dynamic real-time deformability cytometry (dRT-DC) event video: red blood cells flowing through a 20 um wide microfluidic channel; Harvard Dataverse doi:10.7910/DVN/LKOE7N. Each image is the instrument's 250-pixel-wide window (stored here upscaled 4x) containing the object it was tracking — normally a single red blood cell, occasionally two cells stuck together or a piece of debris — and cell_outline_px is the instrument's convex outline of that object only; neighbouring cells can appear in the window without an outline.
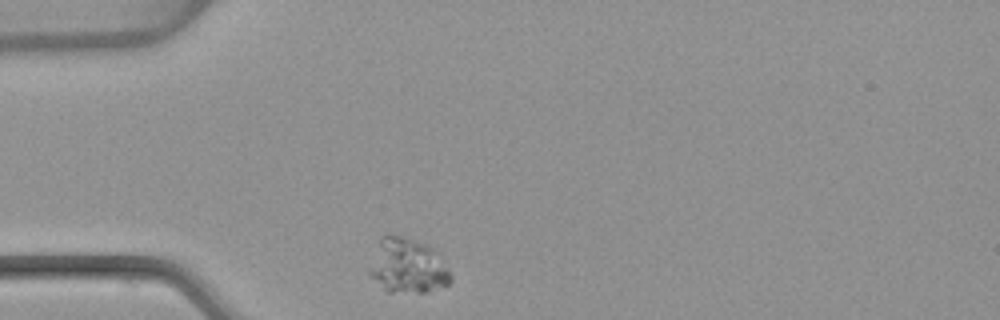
{"species": "common noctule bat (a hibernating species)", "species_latin": "Nyctalus noctula", "temperature_condition": "warm", "stored_images_in_passage": 34, "camera_frame_rate_fps": 3000, "um_per_image_px": 0.085, "animal": {"sex": "female", "body_mass_g": 22.7, "forearm_length_mm": 54.2}, "frame": {"image": 1, "passage_image": 1, "time_ms": 0.0, "image_size_px": [1000, 320], "cell_outline_px": [[452, 280], [444, 288], [428, 292], [388, 292], [368, 272], [380, 236], [384, 232], [388, 232], [428, 244], [432, 248], [448, 268], [452, 276]], "centroid_in_image_um": [34.67, 22.58], "position_along_channel_um": 50.3, "area_um2": 26.01}}
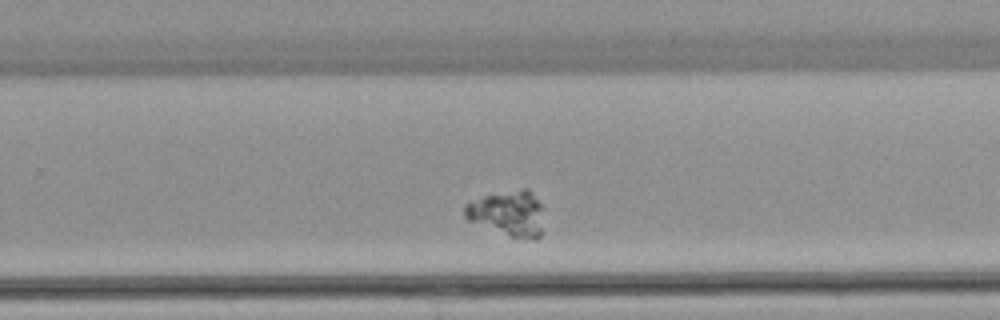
{"frame": {"image": 2, "passage_image": 23, "time_ms": 7.333, "image_size_px": [1000, 320], "cell_outline_px": [[544, 208], [540, 236], [536, 240], [524, 240], [512, 236], [468, 220], [464, 216], [464, 204], [468, 200], [484, 196], [520, 188], [528, 188], [532, 192]], "centroid_in_image_um": [43.2, 18.12], "position_along_channel_um": 286.6, "area_um2": 21.15}}
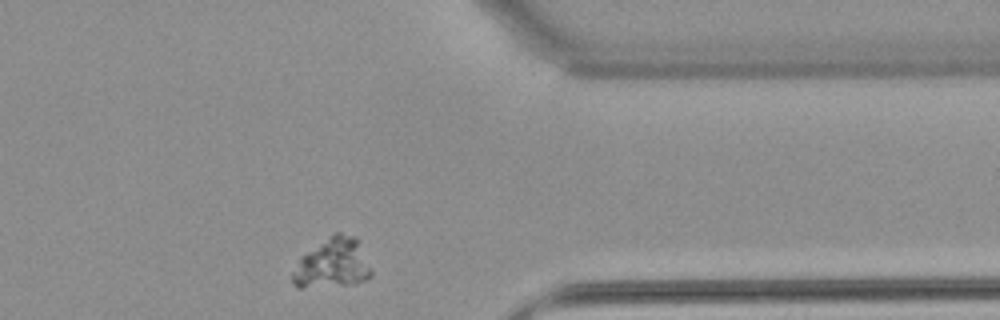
{"frame": {"image": 3, "passage_image": 32, "time_ms": 10.333, "image_size_px": [1000, 320], "cell_outline_px": [[372, 276], [364, 280], [352, 284], [300, 288], [296, 288], [292, 284], [292, 272], [300, 260], [308, 252], [336, 232], [340, 232], [356, 236], [360, 240], [372, 268]], "centroid_in_image_um": [28.33, 22.39], "position_along_channel_um": 383.1, "area_um2": 22.77}}